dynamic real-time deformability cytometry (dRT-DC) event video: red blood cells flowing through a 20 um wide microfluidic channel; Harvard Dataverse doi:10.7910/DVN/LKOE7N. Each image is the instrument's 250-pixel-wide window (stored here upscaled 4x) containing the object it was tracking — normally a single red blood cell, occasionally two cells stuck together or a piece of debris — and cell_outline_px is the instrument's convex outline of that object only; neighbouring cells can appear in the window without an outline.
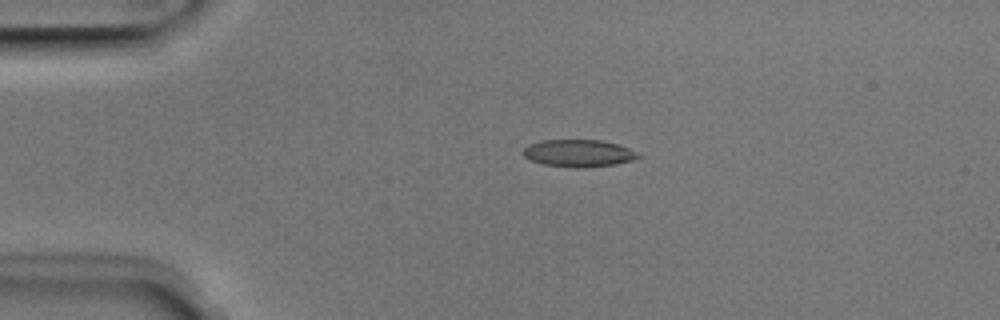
{"species": "Egyptian fruit bat (a non-hibernating species)", "species_latin": "Rousettus aegyptiacus", "temperature_condition": "room temperature", "stored_images_in_passage": 4, "camera_frame_rate_fps": 3000, "um_per_image_px": 0.085, "animal": {"sex": "male"}, "frame": {"image": 1, "passage_image": 3, "time_ms": 0.667, "image_size_px": [1000, 320], "cell_outline_px": [[640, 156], [632, 160], [616, 164], [584, 168], [576, 168], [544, 164], [532, 160], [524, 156], [524, 148], [528, 144], [544, 140], [604, 140], [620, 144], [636, 152]], "centroid_in_image_um": [49.2, 13.02], "position_along_channel_um": 35.8, "area_um2": 18.21}}